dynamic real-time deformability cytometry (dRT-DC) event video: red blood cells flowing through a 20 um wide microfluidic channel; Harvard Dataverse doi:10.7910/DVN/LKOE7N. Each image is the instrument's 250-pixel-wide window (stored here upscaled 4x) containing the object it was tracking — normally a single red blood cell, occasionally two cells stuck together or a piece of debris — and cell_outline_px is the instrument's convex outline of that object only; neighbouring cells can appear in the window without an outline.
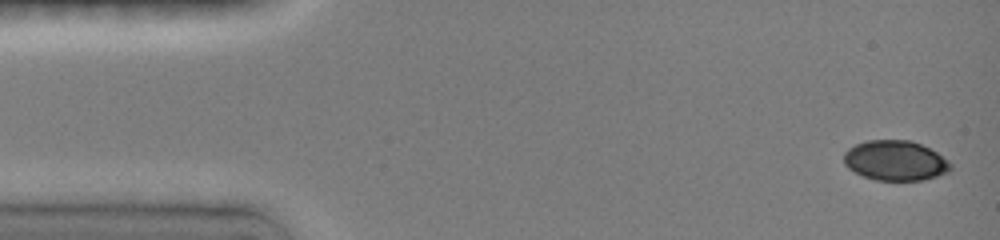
{"species": "common noctule bat (a hibernating species)", "species_latin": "Nyctalus noctula", "temperature_condition": "room temperature", "stored_images_in_passage": 8, "camera_frame_rate_fps": 3000, "um_per_image_px": 0.085, "animal": {"sex": "female", "body_mass_g": 19.0, "forearm_length_mm": 51.5}, "frame": {"image": 1, "passage_image": 1, "time_ms": 0.0, "image_size_px": [1000, 240], "cell_outline_px": [[952, 168], [948, 172], [924, 180], [876, 180], [864, 176], [848, 168], [844, 164], [844, 152], [848, 148], [856, 144], [868, 140], [912, 140], [936, 152], [948, 160], [952, 164]], "centroid_in_image_um": [76.1, 13.64], "position_along_channel_um": 8.9, "area_um2": 24.85}}
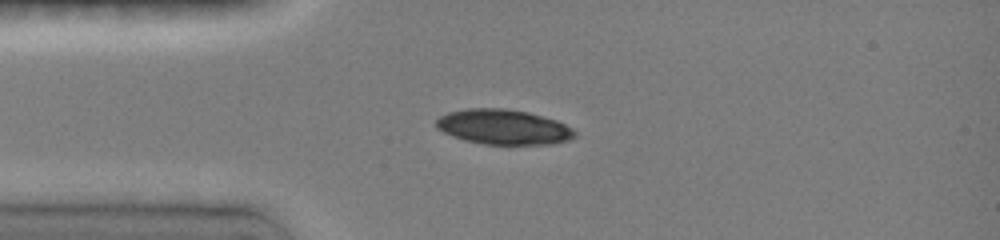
{"frame": {"image": 2, "passage_image": 7, "time_ms": 3.333, "image_size_px": [1000, 240], "cell_outline_px": [[576, 136], [568, 140], [552, 144], [484, 144], [464, 140], [452, 136], [436, 128], [436, 120], [440, 116], [448, 112], [468, 108], [504, 108], [528, 112], [556, 120], [572, 128], [576, 132]], "centroid_in_image_um": [42.78, 10.79], "position_along_channel_um": 42.2, "area_um2": 28.26}}